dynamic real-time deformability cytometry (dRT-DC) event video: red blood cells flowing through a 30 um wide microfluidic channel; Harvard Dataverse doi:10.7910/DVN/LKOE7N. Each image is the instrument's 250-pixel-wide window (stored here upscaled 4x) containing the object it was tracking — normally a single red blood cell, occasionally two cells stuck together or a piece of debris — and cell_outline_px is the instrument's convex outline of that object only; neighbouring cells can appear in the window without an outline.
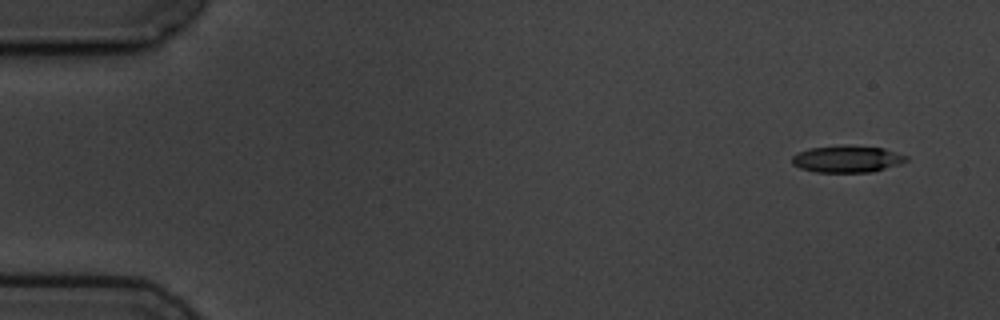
{"species": "common noctule bat (a hibernating species)", "species_latin": "Nyctalus noctula", "temperature_condition": "cold", "stored_images_in_passage": 6, "camera_frame_rate_fps": 3000, "um_per_image_px": 0.085, "animal": {"sex": "male", "body_mass_g": 19.5, "forearm_length_mm": 54.6}, "frame": {"image": 1, "passage_image": 1, "time_ms": 0.0, "image_size_px": [1000, 320], "cell_outline_px": [[908, 160], [900, 164], [872, 172], [816, 172], [800, 168], [792, 164], [792, 156], [808, 148], [844, 144], [848, 144], [884, 148], [908, 156]], "centroid_in_image_um": [72.02, 13.5], "position_along_channel_um": 13.0, "area_um2": 18.15}}
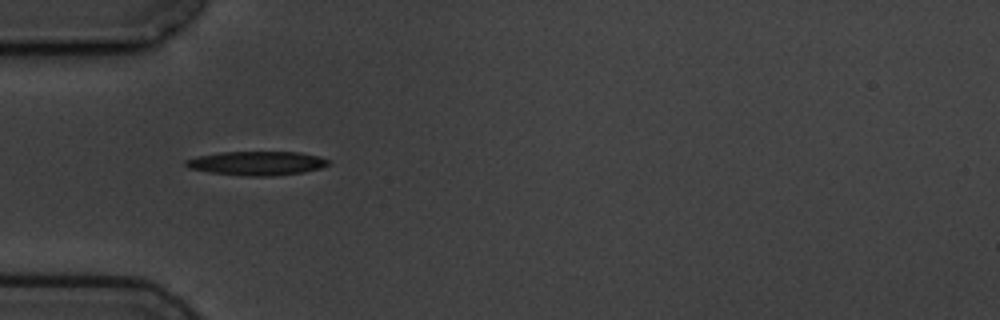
{"frame": {"image": 2, "passage_image": 5, "time_ms": 4.667, "image_size_px": [1000, 320], "cell_outline_px": [[328, 164], [320, 168], [304, 172], [272, 176], [244, 176], [212, 172], [188, 168], [184, 164], [184, 160], [196, 156], [220, 152], [300, 152], [320, 156], [328, 160]], "centroid_in_image_um": [21.81, 13.87], "position_along_channel_um": 63.2, "area_um2": 19.94}}
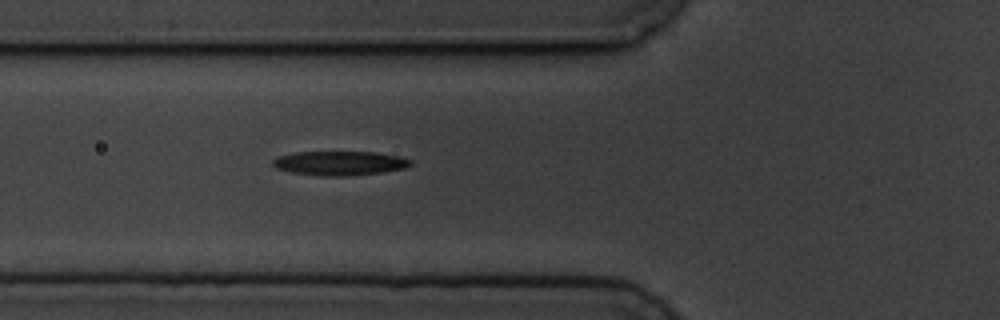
{"frame": {"image": 3, "passage_image": 6, "time_ms": 5.667, "image_size_px": [1000, 320], "cell_outline_px": [[412, 164], [404, 168], [380, 172], [344, 176], [324, 176], [292, 172], [276, 168], [272, 164], [272, 160], [276, 156], [296, 152], [376, 152], [400, 156], [412, 160]], "centroid_in_image_um": [28.86, 13.86], "position_along_channel_um": 96.9, "area_um2": 19.36}}